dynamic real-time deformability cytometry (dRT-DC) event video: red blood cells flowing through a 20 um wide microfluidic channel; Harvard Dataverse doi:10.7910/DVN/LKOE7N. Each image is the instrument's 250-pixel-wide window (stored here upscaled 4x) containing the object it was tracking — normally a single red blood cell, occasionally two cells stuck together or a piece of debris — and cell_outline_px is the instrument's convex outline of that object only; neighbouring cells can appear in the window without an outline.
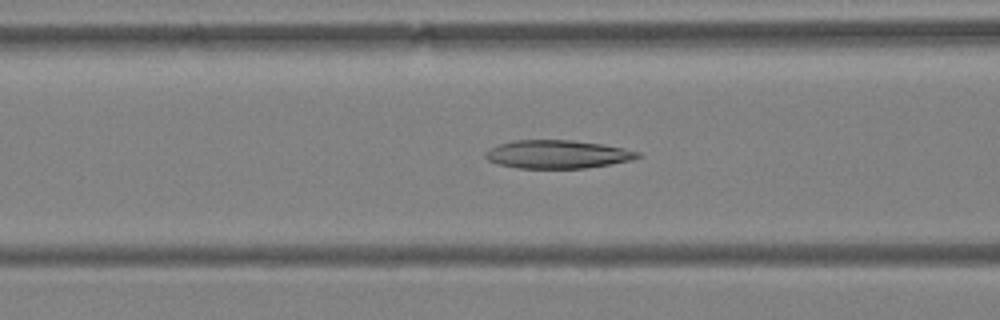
{"species": "Egyptian fruit bat (a non-hibernating species)", "species_latin": "Rousettus aegyptiacus", "temperature_condition": "warm", "stored_images_in_passage": 59, "camera_frame_rate_fps": 3000, "um_per_image_px": 0.085, "animal": {"sex": "female"}, "frame": {"image": 1, "passage_image": 24, "time_ms": 7.667, "image_size_px": [1000, 320], "cell_outline_px": [[644, 156], [632, 160], [584, 168], [520, 168], [496, 164], [488, 160], [484, 156], [484, 152], [500, 144], [512, 140], [572, 140], [604, 144], [624, 148], [640, 152]], "centroid_in_image_um": [47.4, 13.11], "position_along_channel_um": 119.2, "area_um2": 25.14}}
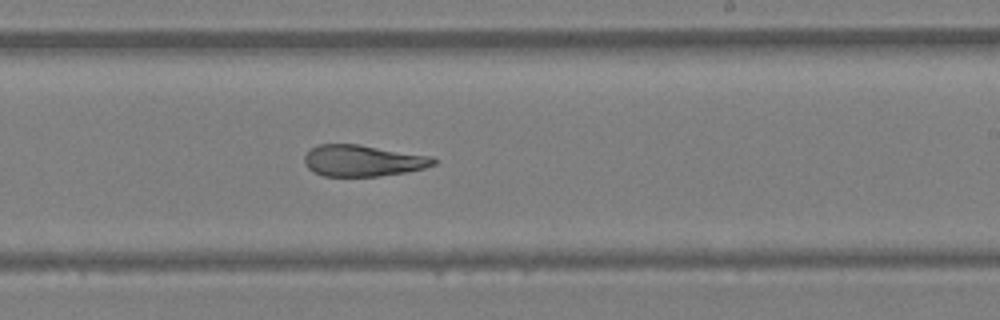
{"frame": {"image": 2, "passage_image": 36, "time_ms": 11.667, "image_size_px": [1000, 320], "cell_outline_px": [[436, 164], [424, 168], [404, 172], [380, 176], [324, 176], [308, 168], [304, 164], [304, 156], [312, 148], [320, 144], [356, 144], [432, 156], [436, 160]], "centroid_in_image_um": [30.84, 13.66], "position_along_channel_um": 258.2, "area_um2": 23.41}}
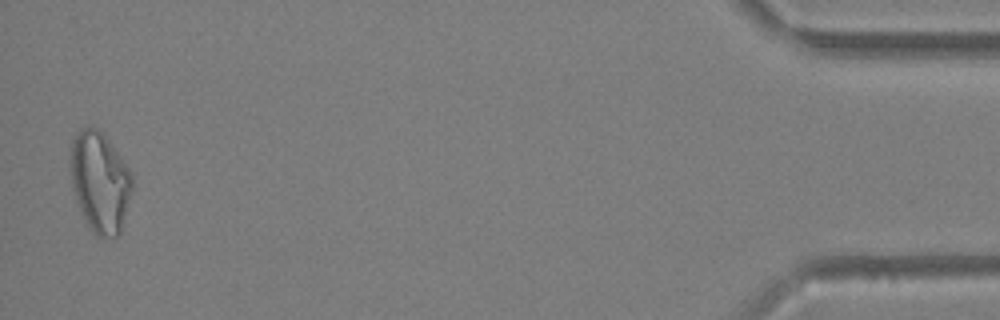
{"frame": {"image": 3, "passage_image": 58, "time_ms": 19.0, "image_size_px": [1000, 320], "cell_outline_px": [[132, 188], [120, 236], [96, 236], [92, 232], [80, 212], [72, 188], [72, 140], [80, 128], [92, 124], [104, 132], [132, 172]], "centroid_in_image_um": [8.51, 15.44], "position_along_channel_um": 426.7, "area_um2": 36.36}, "authors_computed_cell_mechanics": {"area_um2": 28.322, "velocity_mm_per_s": 3.4897, "shape_relaxation_time_tau1_ms": null, "shape_relaxation_time_tau2_ms": 3.6806, "deformation_change_tau1": null, "deformation_change_tau2": 0.1119}}